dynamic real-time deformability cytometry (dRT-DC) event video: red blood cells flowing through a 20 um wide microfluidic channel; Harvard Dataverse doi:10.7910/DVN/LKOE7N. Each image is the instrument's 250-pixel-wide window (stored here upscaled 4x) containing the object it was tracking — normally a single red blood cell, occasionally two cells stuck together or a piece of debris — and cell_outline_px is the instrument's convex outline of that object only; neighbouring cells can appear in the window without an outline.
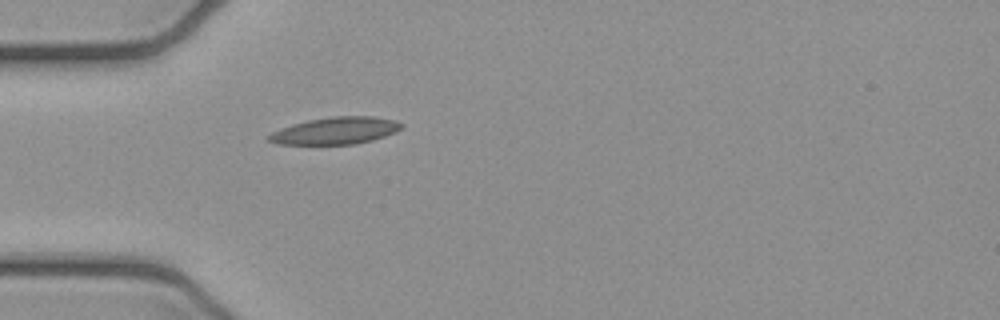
{"species": "common noctule bat (a hibernating species)", "species_latin": "Nyctalus noctula", "temperature_condition": "cold", "stored_images_in_passage": 1, "camera_frame_rate_fps": 3000, "um_per_image_px": 0.085, "animal": {"sex": "female", "body_mass_g": 21.9}, "frame": {"image": 1, "passage_image": 1, "time_ms": 0.0, "image_size_px": [1000, 320], "cell_outline_px": [[404, 124], [396, 132], [372, 140], [356, 144], [276, 144], [268, 140], [268, 136], [272, 132], [280, 128], [292, 124], [308, 120], [332, 116], [372, 116], [396, 120]], "centroid_in_image_um": [28.52, 11.1], "position_along_channel_um": 56.5, "area_um2": 20.92}}